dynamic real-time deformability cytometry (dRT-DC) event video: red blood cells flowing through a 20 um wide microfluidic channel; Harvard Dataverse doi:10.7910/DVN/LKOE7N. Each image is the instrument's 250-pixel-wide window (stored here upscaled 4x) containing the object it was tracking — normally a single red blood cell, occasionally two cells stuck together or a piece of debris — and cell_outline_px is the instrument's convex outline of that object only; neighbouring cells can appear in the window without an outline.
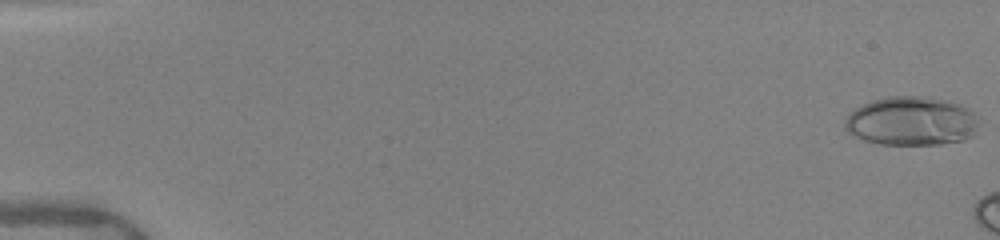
{"species": "human", "species_latin": "Homo sapiens", "temperature_condition": "warm", "stored_images_in_passage": 10, "camera_frame_rate_fps": 3000, "um_per_image_px": 0.085, "donor": {"sex": "female"}, "frame": {"image": 1, "passage_image": 1, "time_ms": 0.0, "image_size_px": [1000, 240], "cell_outline_px": [[980, 124], [972, 136], [964, 140], [940, 144], [880, 144], [864, 140], [848, 132], [844, 128], [844, 120], [856, 108], [872, 100], [888, 96], [920, 96], [944, 100], [960, 104], [980, 116]], "centroid_in_image_um": [77.51, 10.3], "position_along_channel_um": 7.5, "area_um2": 38.32}}